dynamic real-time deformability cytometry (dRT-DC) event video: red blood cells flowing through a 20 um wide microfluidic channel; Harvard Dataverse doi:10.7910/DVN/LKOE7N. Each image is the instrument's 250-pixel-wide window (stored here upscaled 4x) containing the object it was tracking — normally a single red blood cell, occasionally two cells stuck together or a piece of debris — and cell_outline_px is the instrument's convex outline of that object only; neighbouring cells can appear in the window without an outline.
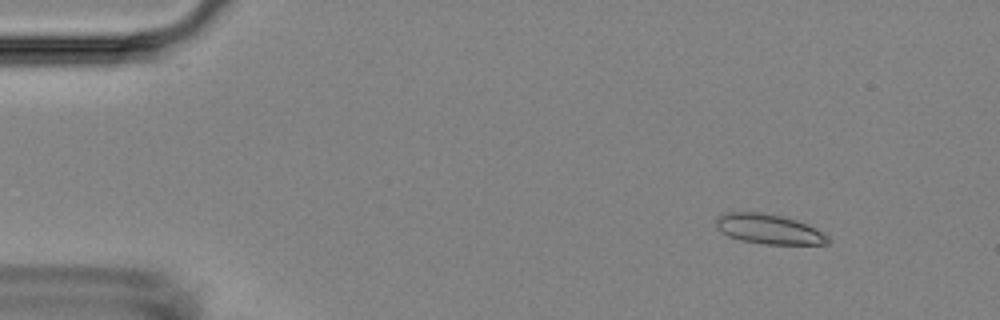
{"species": "Egyptian fruit bat (a non-hibernating species)", "species_latin": "Rousettus aegyptiacus", "temperature_condition": "room temperature", "stored_images_in_passage": 49, "camera_frame_rate_fps": 3000, "um_per_image_px": 0.085, "animal": {"sex": "female"}, "frame": {"image": 1, "passage_image": 1, "time_ms": 0.0, "image_size_px": [1000, 320], "cell_outline_px": [[832, 240], [828, 244], [764, 244], [740, 240], [728, 236], [720, 232], [716, 228], [716, 220], [720, 216], [728, 212], [760, 212], [780, 216], [796, 220], [816, 228], [828, 236]], "centroid_in_image_um": [65.36, 19.48], "position_along_channel_um": 19.6, "area_um2": 19.42}}
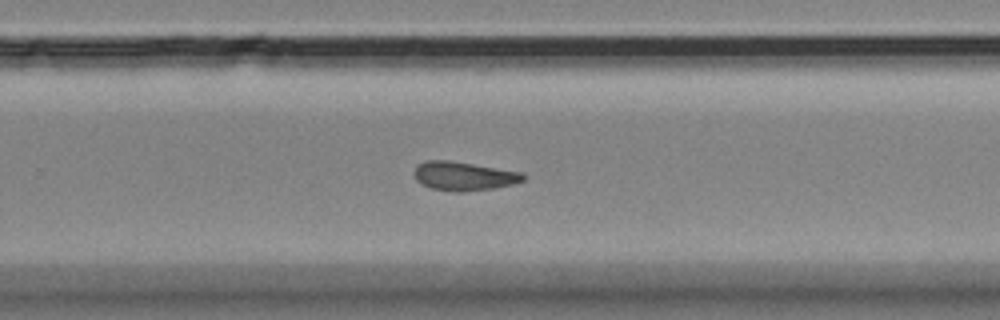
{"frame": {"image": 2, "passage_image": 30, "time_ms": 9.667, "image_size_px": [1000, 320], "cell_outline_px": [[524, 180], [512, 184], [492, 188], [460, 192], [452, 192], [432, 188], [420, 184], [416, 180], [412, 172], [416, 164], [428, 160], [448, 160], [524, 172]], "centroid_in_image_um": [39.36, 14.96], "position_along_channel_um": 290.4, "area_um2": 18.44}}
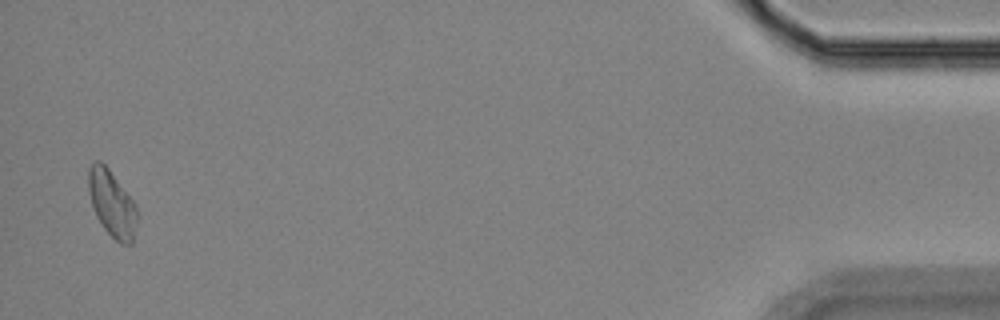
{"frame": {"image": 3, "passage_image": 48, "time_ms": 15.667, "image_size_px": [1000, 320], "cell_outline_px": [[136, 220], [132, 244], [120, 244], [104, 228], [96, 216], [88, 192], [88, 168], [96, 160], [100, 160], [108, 168], [136, 204]], "centroid_in_image_um": [9.49, 17.29], "position_along_channel_um": 425.7, "area_um2": 18.55}, "authors_computed_cell_mechanics": {"area_um2": 18.3804, "velocity_mm_per_s": 3.6254, "shape_relaxation_time_tau1_ms": null, "shape_relaxation_time_tau2_ms": 7.2327, "deformation_change_tau1": null, "deformation_change_tau2": 0.1613}}